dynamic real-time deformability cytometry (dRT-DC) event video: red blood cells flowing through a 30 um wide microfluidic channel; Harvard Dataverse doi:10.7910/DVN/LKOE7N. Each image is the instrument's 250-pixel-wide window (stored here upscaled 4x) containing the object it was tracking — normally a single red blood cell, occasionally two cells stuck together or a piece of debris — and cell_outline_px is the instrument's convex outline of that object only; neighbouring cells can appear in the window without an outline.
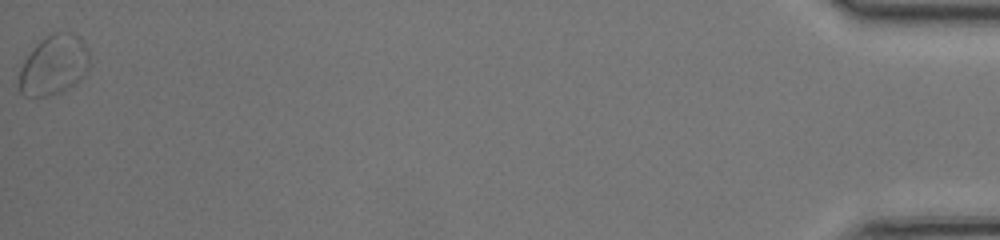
{"species": "common noctule bat (a hibernating species)", "species_latin": "Nyctalus noctula", "temperature_condition": "room temperature", "stored_images_in_passage": 39, "segment_of_instrument_passage": [2, 2], "camera_frame_rate_fps": 3000, "um_per_image_px": 0.085, "animal": {"sex": "female", "body_mass_g": 17.0, "forearm_length_mm": 48.0}, "frame": {"image": 1, "passage_image": 39, "time_ms": 12.667, "image_size_px": [1000, 240], "cell_outline_px": [[88, 68], [68, 88], [60, 92], [44, 96], [24, 96], [20, 92], [20, 68], [28, 52], [40, 40], [52, 32], [68, 32], [76, 36], [88, 48]], "centroid_in_image_um": [4.52, 5.51], "position_along_channel_um": 430.7, "area_um2": 24.04}}